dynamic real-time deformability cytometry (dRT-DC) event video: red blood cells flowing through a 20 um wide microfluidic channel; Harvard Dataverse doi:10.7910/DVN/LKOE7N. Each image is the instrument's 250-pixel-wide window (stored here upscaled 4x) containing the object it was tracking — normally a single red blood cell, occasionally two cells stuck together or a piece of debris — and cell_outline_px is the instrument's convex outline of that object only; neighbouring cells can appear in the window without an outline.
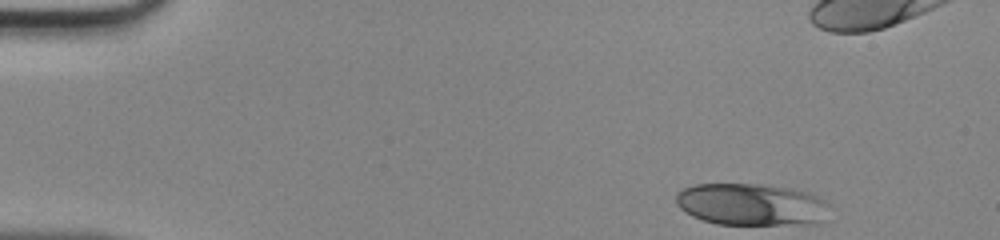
{"species": "human", "species_latin": "Homo sapiens", "temperature_condition": "room temperature", "stored_images_in_passage": 38, "camera_frame_rate_fps": 3000, "um_per_image_px": 0.085, "donor": {"sex": "male"}, "frame": {"image": 1, "passage_image": 1, "time_ms": 0.0, "image_size_px": [1000, 240], "cell_outline_px": [[832, 204], [824, 220], [816, 224], [716, 224], [692, 216], [684, 212], [676, 204], [676, 192], [692, 184], [760, 184], [792, 188], [808, 192], [820, 196]], "centroid_in_image_um": [63.91, 17.37], "position_along_channel_um": 21.1, "area_um2": 38.21}}
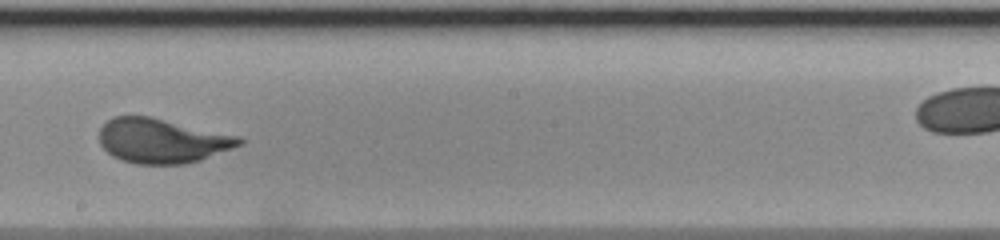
{"frame": {"image": 2, "passage_image": 23, "time_ms": 7.333, "image_size_px": [1000, 240], "cell_outline_px": [[244, 144], [200, 160], [184, 164], [136, 164], [120, 160], [112, 156], [100, 144], [100, 128], [112, 116], [148, 116], [240, 136], [244, 140]], "centroid_in_image_um": [13.78, 11.97], "position_along_channel_um": 234.4, "area_um2": 36.3}}
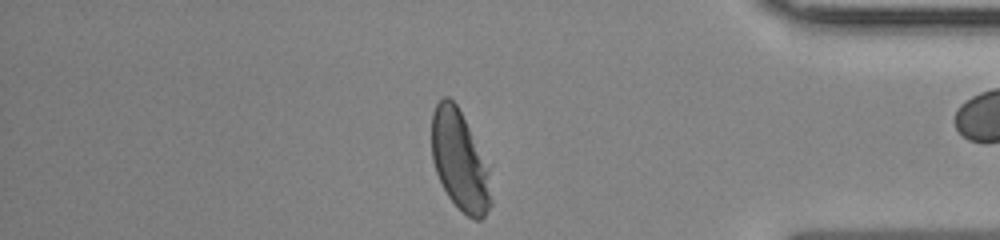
{"frame": {"image": 3, "passage_image": 36, "time_ms": 11.667, "image_size_px": [1000, 240], "cell_outline_px": [[492, 204], [484, 216], [480, 220], [476, 220], [468, 216], [448, 196], [436, 172], [432, 160], [432, 112], [436, 104], [444, 96], [448, 96], [456, 104], [488, 168], [492, 200]], "centroid_in_image_um": [39.06, 13.68], "position_along_channel_um": 396.1, "area_um2": 33.7}}